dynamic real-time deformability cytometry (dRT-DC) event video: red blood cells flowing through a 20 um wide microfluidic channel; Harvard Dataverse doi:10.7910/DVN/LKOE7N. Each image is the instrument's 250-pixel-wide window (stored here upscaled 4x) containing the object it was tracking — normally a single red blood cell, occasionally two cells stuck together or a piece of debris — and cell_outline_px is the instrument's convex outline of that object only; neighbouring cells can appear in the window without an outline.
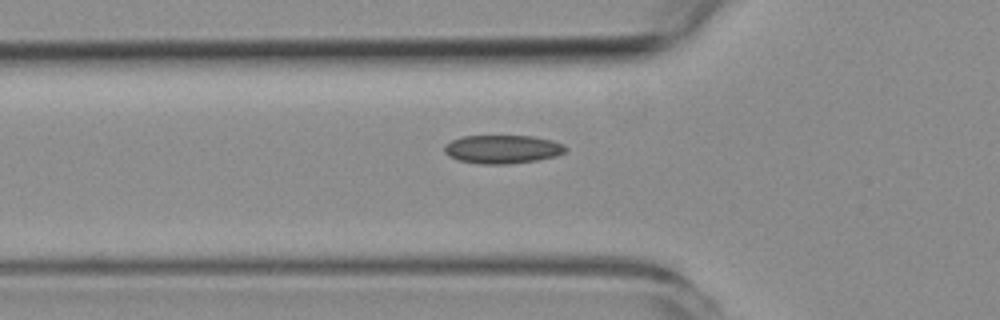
{"species": "common noctule bat (a hibernating species)", "species_latin": "Nyctalus noctula", "temperature_condition": "room temperature", "stored_images_in_passage": 37, "camera_frame_rate_fps": 3000, "um_per_image_px": 0.085, "animal": {"sex": "female", "body_mass_g": 19.3, "forearm_length_mm": 54.1}, "frame": {"image": 1, "passage_image": 8, "time_ms": 2.333, "image_size_px": [1000, 320], "cell_outline_px": [[568, 148], [564, 152], [556, 156], [536, 160], [508, 164], [480, 164], [460, 160], [448, 156], [444, 152], [444, 144], [452, 140], [464, 136], [532, 136], [552, 140], [564, 144]], "centroid_in_image_um": [42.71, 12.68], "position_along_channel_um": 83.1, "area_um2": 20.11}}
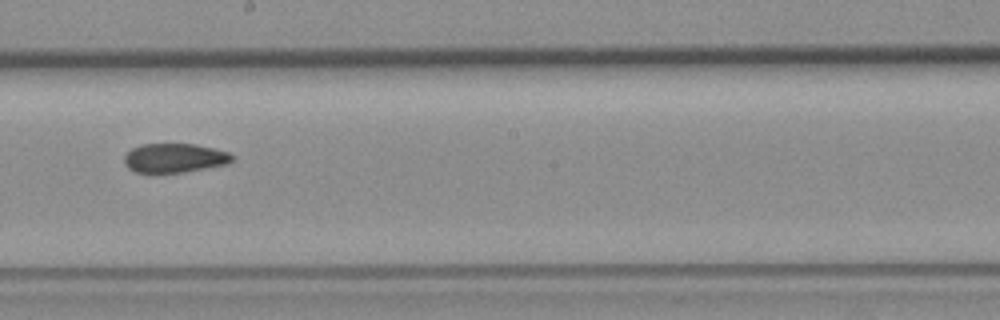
{"frame": {"image": 2, "passage_image": 20, "time_ms": 6.333, "image_size_px": [1000, 320], "cell_outline_px": [[236, 156], [228, 164], [184, 172], [156, 176], [152, 176], [136, 172], [128, 168], [124, 164], [124, 156], [132, 148], [140, 144], [196, 144], [228, 152]], "centroid_in_image_um": [14.79, 13.47], "position_along_channel_um": 233.4, "area_um2": 19.07}}
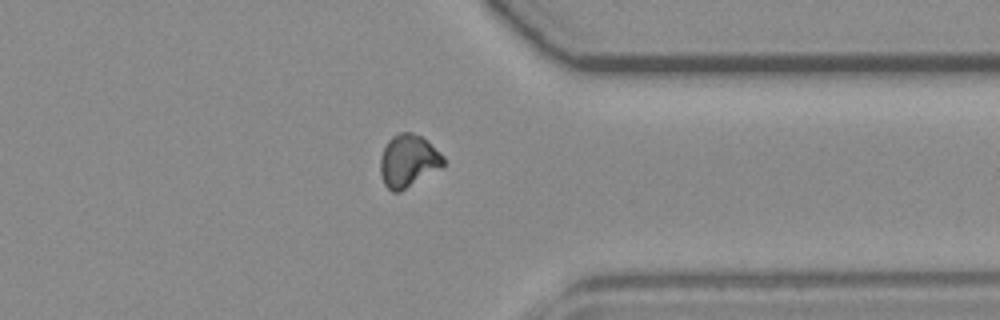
{"frame": {"image": 3, "passage_image": 32, "time_ms": 10.333, "image_size_px": [1000, 320], "cell_outline_px": [[444, 164], [400, 192], [392, 192], [384, 184], [380, 176], [380, 156], [388, 140], [392, 136], [400, 132], [412, 132], [428, 140], [444, 156]], "centroid_in_image_um": [34.66, 13.65], "position_along_channel_um": 376.7, "area_um2": 19.19}, "authors_computed_cell_mechanics": {"area_um2": 19.3052, "velocity_mm_per_s": 3.7479, "shape_relaxation_time_tau1_ms": 9.9259, "shape_relaxation_time_tau2_ms": 3.1499, "deformation_change_tau1": 0.1571, "deformation_change_tau2": 0.0814}}